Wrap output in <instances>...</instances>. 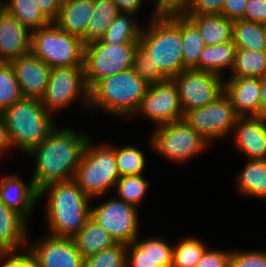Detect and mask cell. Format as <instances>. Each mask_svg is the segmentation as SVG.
<instances>
[{"instance_id": "ac0fdd59", "label": "cell", "mask_w": 266, "mask_h": 267, "mask_svg": "<svg viewBox=\"0 0 266 267\" xmlns=\"http://www.w3.org/2000/svg\"><path fill=\"white\" fill-rule=\"evenodd\" d=\"M234 143L248 160H266V119L238 117L234 125Z\"/></svg>"}, {"instance_id": "60d3db41", "label": "cell", "mask_w": 266, "mask_h": 267, "mask_svg": "<svg viewBox=\"0 0 266 267\" xmlns=\"http://www.w3.org/2000/svg\"><path fill=\"white\" fill-rule=\"evenodd\" d=\"M193 0H162V4L152 11L153 17L186 16Z\"/></svg>"}, {"instance_id": "7a4b0ae2", "label": "cell", "mask_w": 266, "mask_h": 267, "mask_svg": "<svg viewBox=\"0 0 266 267\" xmlns=\"http://www.w3.org/2000/svg\"><path fill=\"white\" fill-rule=\"evenodd\" d=\"M45 194H48L46 203L48 235L73 238L91 218L92 199L74 180L46 185L39 191V199Z\"/></svg>"}, {"instance_id": "30bf717a", "label": "cell", "mask_w": 266, "mask_h": 267, "mask_svg": "<svg viewBox=\"0 0 266 267\" xmlns=\"http://www.w3.org/2000/svg\"><path fill=\"white\" fill-rule=\"evenodd\" d=\"M77 97L82 98L83 107H89V89L85 83L84 66L51 68L45 94L40 99L45 109L52 114L69 107Z\"/></svg>"}, {"instance_id": "c3c4849f", "label": "cell", "mask_w": 266, "mask_h": 267, "mask_svg": "<svg viewBox=\"0 0 266 267\" xmlns=\"http://www.w3.org/2000/svg\"><path fill=\"white\" fill-rule=\"evenodd\" d=\"M119 12H131L137 14L142 8V0H113Z\"/></svg>"}, {"instance_id": "83f0119b", "label": "cell", "mask_w": 266, "mask_h": 267, "mask_svg": "<svg viewBox=\"0 0 266 267\" xmlns=\"http://www.w3.org/2000/svg\"><path fill=\"white\" fill-rule=\"evenodd\" d=\"M135 15L131 12H119L100 41L110 45L139 43L143 27L137 24Z\"/></svg>"}, {"instance_id": "b9f144b4", "label": "cell", "mask_w": 266, "mask_h": 267, "mask_svg": "<svg viewBox=\"0 0 266 267\" xmlns=\"http://www.w3.org/2000/svg\"><path fill=\"white\" fill-rule=\"evenodd\" d=\"M231 252L207 248L195 267H230Z\"/></svg>"}, {"instance_id": "ab89813d", "label": "cell", "mask_w": 266, "mask_h": 267, "mask_svg": "<svg viewBox=\"0 0 266 267\" xmlns=\"http://www.w3.org/2000/svg\"><path fill=\"white\" fill-rule=\"evenodd\" d=\"M230 267H266V251H231Z\"/></svg>"}, {"instance_id": "bcb514c9", "label": "cell", "mask_w": 266, "mask_h": 267, "mask_svg": "<svg viewBox=\"0 0 266 267\" xmlns=\"http://www.w3.org/2000/svg\"><path fill=\"white\" fill-rule=\"evenodd\" d=\"M247 1L248 0H225L222 15L233 21L244 19Z\"/></svg>"}, {"instance_id": "681fc988", "label": "cell", "mask_w": 266, "mask_h": 267, "mask_svg": "<svg viewBox=\"0 0 266 267\" xmlns=\"http://www.w3.org/2000/svg\"><path fill=\"white\" fill-rule=\"evenodd\" d=\"M12 145L11 142L9 140V135H8V130L6 127V123L5 120L2 116V114L0 113V157L1 154H4V151L10 149L11 150Z\"/></svg>"}, {"instance_id": "f1b7e54d", "label": "cell", "mask_w": 266, "mask_h": 267, "mask_svg": "<svg viewBox=\"0 0 266 267\" xmlns=\"http://www.w3.org/2000/svg\"><path fill=\"white\" fill-rule=\"evenodd\" d=\"M93 12L85 32V45L100 40L119 13L113 0H94Z\"/></svg>"}, {"instance_id": "7dc6e473", "label": "cell", "mask_w": 266, "mask_h": 267, "mask_svg": "<svg viewBox=\"0 0 266 267\" xmlns=\"http://www.w3.org/2000/svg\"><path fill=\"white\" fill-rule=\"evenodd\" d=\"M39 6L42 13L54 22L59 14V10L63 0H33Z\"/></svg>"}, {"instance_id": "ffe728a7", "label": "cell", "mask_w": 266, "mask_h": 267, "mask_svg": "<svg viewBox=\"0 0 266 267\" xmlns=\"http://www.w3.org/2000/svg\"><path fill=\"white\" fill-rule=\"evenodd\" d=\"M224 92L239 117H259L260 78L230 77L224 80Z\"/></svg>"}, {"instance_id": "e575fe53", "label": "cell", "mask_w": 266, "mask_h": 267, "mask_svg": "<svg viewBox=\"0 0 266 267\" xmlns=\"http://www.w3.org/2000/svg\"><path fill=\"white\" fill-rule=\"evenodd\" d=\"M207 249L198 238H181L177 245H173L172 267H195Z\"/></svg>"}, {"instance_id": "8fae6325", "label": "cell", "mask_w": 266, "mask_h": 267, "mask_svg": "<svg viewBox=\"0 0 266 267\" xmlns=\"http://www.w3.org/2000/svg\"><path fill=\"white\" fill-rule=\"evenodd\" d=\"M238 117L230 98L223 92L212 103L185 112L183 120L211 143L232 134Z\"/></svg>"}, {"instance_id": "5bb4252c", "label": "cell", "mask_w": 266, "mask_h": 267, "mask_svg": "<svg viewBox=\"0 0 266 267\" xmlns=\"http://www.w3.org/2000/svg\"><path fill=\"white\" fill-rule=\"evenodd\" d=\"M142 114L157 125L183 120L178 89L173 79L149 84L138 110L133 116Z\"/></svg>"}, {"instance_id": "1f68e13d", "label": "cell", "mask_w": 266, "mask_h": 267, "mask_svg": "<svg viewBox=\"0 0 266 267\" xmlns=\"http://www.w3.org/2000/svg\"><path fill=\"white\" fill-rule=\"evenodd\" d=\"M232 41L236 48L266 51L262 23L244 19L235 20L233 23Z\"/></svg>"}, {"instance_id": "8992f818", "label": "cell", "mask_w": 266, "mask_h": 267, "mask_svg": "<svg viewBox=\"0 0 266 267\" xmlns=\"http://www.w3.org/2000/svg\"><path fill=\"white\" fill-rule=\"evenodd\" d=\"M103 144L93 145L90 138L73 179L92 200L115 187L120 178L115 147Z\"/></svg>"}, {"instance_id": "d590c367", "label": "cell", "mask_w": 266, "mask_h": 267, "mask_svg": "<svg viewBox=\"0 0 266 267\" xmlns=\"http://www.w3.org/2000/svg\"><path fill=\"white\" fill-rule=\"evenodd\" d=\"M143 176L140 174L120 177L115 186L118 195L116 197L136 208L139 207L150 185Z\"/></svg>"}, {"instance_id": "3957f363", "label": "cell", "mask_w": 266, "mask_h": 267, "mask_svg": "<svg viewBox=\"0 0 266 267\" xmlns=\"http://www.w3.org/2000/svg\"><path fill=\"white\" fill-rule=\"evenodd\" d=\"M142 28L139 44L151 54L152 70L172 79L184 66L181 39V16L150 17Z\"/></svg>"}, {"instance_id": "9c48e42d", "label": "cell", "mask_w": 266, "mask_h": 267, "mask_svg": "<svg viewBox=\"0 0 266 267\" xmlns=\"http://www.w3.org/2000/svg\"><path fill=\"white\" fill-rule=\"evenodd\" d=\"M152 132L149 143L153 150L175 163L188 161L209 145L184 120L158 125Z\"/></svg>"}, {"instance_id": "7c38bea8", "label": "cell", "mask_w": 266, "mask_h": 267, "mask_svg": "<svg viewBox=\"0 0 266 267\" xmlns=\"http://www.w3.org/2000/svg\"><path fill=\"white\" fill-rule=\"evenodd\" d=\"M178 89L183 114L212 103L224 92V77L196 69H186L172 78Z\"/></svg>"}, {"instance_id": "277c9868", "label": "cell", "mask_w": 266, "mask_h": 267, "mask_svg": "<svg viewBox=\"0 0 266 267\" xmlns=\"http://www.w3.org/2000/svg\"><path fill=\"white\" fill-rule=\"evenodd\" d=\"M148 86L132 68L116 73L100 80L89 91V106L93 111L129 118L138 110Z\"/></svg>"}, {"instance_id": "cb8c5ba5", "label": "cell", "mask_w": 266, "mask_h": 267, "mask_svg": "<svg viewBox=\"0 0 266 267\" xmlns=\"http://www.w3.org/2000/svg\"><path fill=\"white\" fill-rule=\"evenodd\" d=\"M197 27L205 45H218L232 41L233 20L222 14H187Z\"/></svg>"}, {"instance_id": "f35d334b", "label": "cell", "mask_w": 266, "mask_h": 267, "mask_svg": "<svg viewBox=\"0 0 266 267\" xmlns=\"http://www.w3.org/2000/svg\"><path fill=\"white\" fill-rule=\"evenodd\" d=\"M132 69L148 84L157 83L167 79L159 70H152L151 54L140 44L134 53Z\"/></svg>"}, {"instance_id": "836d02e7", "label": "cell", "mask_w": 266, "mask_h": 267, "mask_svg": "<svg viewBox=\"0 0 266 267\" xmlns=\"http://www.w3.org/2000/svg\"><path fill=\"white\" fill-rule=\"evenodd\" d=\"M116 165L120 177L143 174L146 159L141 149L128 146H115Z\"/></svg>"}, {"instance_id": "f5cc1de1", "label": "cell", "mask_w": 266, "mask_h": 267, "mask_svg": "<svg viewBox=\"0 0 266 267\" xmlns=\"http://www.w3.org/2000/svg\"><path fill=\"white\" fill-rule=\"evenodd\" d=\"M263 36H264V42L266 45V23H263Z\"/></svg>"}, {"instance_id": "7bdbcfd3", "label": "cell", "mask_w": 266, "mask_h": 267, "mask_svg": "<svg viewBox=\"0 0 266 267\" xmlns=\"http://www.w3.org/2000/svg\"><path fill=\"white\" fill-rule=\"evenodd\" d=\"M0 261H3L1 267H38L35 258L27 249L23 254L17 252L0 253Z\"/></svg>"}, {"instance_id": "db71d44e", "label": "cell", "mask_w": 266, "mask_h": 267, "mask_svg": "<svg viewBox=\"0 0 266 267\" xmlns=\"http://www.w3.org/2000/svg\"><path fill=\"white\" fill-rule=\"evenodd\" d=\"M4 10L3 2L0 0V13Z\"/></svg>"}, {"instance_id": "7402d4cb", "label": "cell", "mask_w": 266, "mask_h": 267, "mask_svg": "<svg viewBox=\"0 0 266 267\" xmlns=\"http://www.w3.org/2000/svg\"><path fill=\"white\" fill-rule=\"evenodd\" d=\"M26 223L28 224L22 216L0 199V253L18 252L25 244L27 249L30 233Z\"/></svg>"}, {"instance_id": "ee69618b", "label": "cell", "mask_w": 266, "mask_h": 267, "mask_svg": "<svg viewBox=\"0 0 266 267\" xmlns=\"http://www.w3.org/2000/svg\"><path fill=\"white\" fill-rule=\"evenodd\" d=\"M244 20L266 23V0H248L245 7Z\"/></svg>"}, {"instance_id": "4316f807", "label": "cell", "mask_w": 266, "mask_h": 267, "mask_svg": "<svg viewBox=\"0 0 266 267\" xmlns=\"http://www.w3.org/2000/svg\"><path fill=\"white\" fill-rule=\"evenodd\" d=\"M238 175L237 187L242 195L266 200V160H248Z\"/></svg>"}, {"instance_id": "74e56055", "label": "cell", "mask_w": 266, "mask_h": 267, "mask_svg": "<svg viewBox=\"0 0 266 267\" xmlns=\"http://www.w3.org/2000/svg\"><path fill=\"white\" fill-rule=\"evenodd\" d=\"M127 244L115 243L97 254L84 258L83 267H126Z\"/></svg>"}, {"instance_id": "ba28073f", "label": "cell", "mask_w": 266, "mask_h": 267, "mask_svg": "<svg viewBox=\"0 0 266 267\" xmlns=\"http://www.w3.org/2000/svg\"><path fill=\"white\" fill-rule=\"evenodd\" d=\"M139 43L105 44L100 40L84 47L85 83L89 91L102 79L131 69Z\"/></svg>"}, {"instance_id": "9a60e30c", "label": "cell", "mask_w": 266, "mask_h": 267, "mask_svg": "<svg viewBox=\"0 0 266 267\" xmlns=\"http://www.w3.org/2000/svg\"><path fill=\"white\" fill-rule=\"evenodd\" d=\"M38 267H83L84 258L72 238L48 235L27 246Z\"/></svg>"}, {"instance_id": "2e32d148", "label": "cell", "mask_w": 266, "mask_h": 267, "mask_svg": "<svg viewBox=\"0 0 266 267\" xmlns=\"http://www.w3.org/2000/svg\"><path fill=\"white\" fill-rule=\"evenodd\" d=\"M10 63L23 98L41 99L46 91L51 68L32 53L14 59Z\"/></svg>"}, {"instance_id": "44dd1931", "label": "cell", "mask_w": 266, "mask_h": 267, "mask_svg": "<svg viewBox=\"0 0 266 267\" xmlns=\"http://www.w3.org/2000/svg\"><path fill=\"white\" fill-rule=\"evenodd\" d=\"M0 199L12 211L22 216L26 221L39 200V191L32 180L29 184L16 174L4 175L0 178ZM29 214V215H28Z\"/></svg>"}, {"instance_id": "52a82bcc", "label": "cell", "mask_w": 266, "mask_h": 267, "mask_svg": "<svg viewBox=\"0 0 266 267\" xmlns=\"http://www.w3.org/2000/svg\"><path fill=\"white\" fill-rule=\"evenodd\" d=\"M84 43L54 22L31 33V53L50 68L84 66Z\"/></svg>"}, {"instance_id": "e0dca14e", "label": "cell", "mask_w": 266, "mask_h": 267, "mask_svg": "<svg viewBox=\"0 0 266 267\" xmlns=\"http://www.w3.org/2000/svg\"><path fill=\"white\" fill-rule=\"evenodd\" d=\"M173 247L160 237H139L127 245L126 267H172Z\"/></svg>"}, {"instance_id": "816d5d0a", "label": "cell", "mask_w": 266, "mask_h": 267, "mask_svg": "<svg viewBox=\"0 0 266 267\" xmlns=\"http://www.w3.org/2000/svg\"><path fill=\"white\" fill-rule=\"evenodd\" d=\"M154 3H155V6H154V11H155L162 4V0H154Z\"/></svg>"}, {"instance_id": "4fadbf2b", "label": "cell", "mask_w": 266, "mask_h": 267, "mask_svg": "<svg viewBox=\"0 0 266 267\" xmlns=\"http://www.w3.org/2000/svg\"><path fill=\"white\" fill-rule=\"evenodd\" d=\"M138 208L117 198L91 206V218L101 225L116 243L129 244L138 238Z\"/></svg>"}, {"instance_id": "d6986e66", "label": "cell", "mask_w": 266, "mask_h": 267, "mask_svg": "<svg viewBox=\"0 0 266 267\" xmlns=\"http://www.w3.org/2000/svg\"><path fill=\"white\" fill-rule=\"evenodd\" d=\"M31 33L3 10L0 13V62H11L31 53Z\"/></svg>"}, {"instance_id": "5b68a950", "label": "cell", "mask_w": 266, "mask_h": 267, "mask_svg": "<svg viewBox=\"0 0 266 267\" xmlns=\"http://www.w3.org/2000/svg\"><path fill=\"white\" fill-rule=\"evenodd\" d=\"M12 147L28 154L55 128L53 114L48 112L40 99L22 98L2 113Z\"/></svg>"}, {"instance_id": "f6af8a7d", "label": "cell", "mask_w": 266, "mask_h": 267, "mask_svg": "<svg viewBox=\"0 0 266 267\" xmlns=\"http://www.w3.org/2000/svg\"><path fill=\"white\" fill-rule=\"evenodd\" d=\"M225 0H193L188 14H222Z\"/></svg>"}, {"instance_id": "4dcf8cb0", "label": "cell", "mask_w": 266, "mask_h": 267, "mask_svg": "<svg viewBox=\"0 0 266 267\" xmlns=\"http://www.w3.org/2000/svg\"><path fill=\"white\" fill-rule=\"evenodd\" d=\"M231 77H257L266 75V51L236 48Z\"/></svg>"}, {"instance_id": "603a6c76", "label": "cell", "mask_w": 266, "mask_h": 267, "mask_svg": "<svg viewBox=\"0 0 266 267\" xmlns=\"http://www.w3.org/2000/svg\"><path fill=\"white\" fill-rule=\"evenodd\" d=\"M93 9L94 0H63L54 23L62 31L80 37L85 45V32Z\"/></svg>"}, {"instance_id": "8d00e7d4", "label": "cell", "mask_w": 266, "mask_h": 267, "mask_svg": "<svg viewBox=\"0 0 266 267\" xmlns=\"http://www.w3.org/2000/svg\"><path fill=\"white\" fill-rule=\"evenodd\" d=\"M22 98L12 64L0 62V113Z\"/></svg>"}, {"instance_id": "d6a6232c", "label": "cell", "mask_w": 266, "mask_h": 267, "mask_svg": "<svg viewBox=\"0 0 266 267\" xmlns=\"http://www.w3.org/2000/svg\"><path fill=\"white\" fill-rule=\"evenodd\" d=\"M181 39L184 66L193 69L206 45L197 27L186 16H181Z\"/></svg>"}, {"instance_id": "484cf974", "label": "cell", "mask_w": 266, "mask_h": 267, "mask_svg": "<svg viewBox=\"0 0 266 267\" xmlns=\"http://www.w3.org/2000/svg\"><path fill=\"white\" fill-rule=\"evenodd\" d=\"M72 239L83 258L97 254L116 243L109 233L92 218Z\"/></svg>"}, {"instance_id": "d4e9b609", "label": "cell", "mask_w": 266, "mask_h": 267, "mask_svg": "<svg viewBox=\"0 0 266 267\" xmlns=\"http://www.w3.org/2000/svg\"><path fill=\"white\" fill-rule=\"evenodd\" d=\"M236 46L233 41L218 45H206L203 49L199 63L193 68L224 77L223 70L230 69L234 64Z\"/></svg>"}, {"instance_id": "f546056e", "label": "cell", "mask_w": 266, "mask_h": 267, "mask_svg": "<svg viewBox=\"0 0 266 267\" xmlns=\"http://www.w3.org/2000/svg\"><path fill=\"white\" fill-rule=\"evenodd\" d=\"M3 5L4 10L14 16L30 32L52 23L33 0H8Z\"/></svg>"}, {"instance_id": "f907efd6", "label": "cell", "mask_w": 266, "mask_h": 267, "mask_svg": "<svg viewBox=\"0 0 266 267\" xmlns=\"http://www.w3.org/2000/svg\"><path fill=\"white\" fill-rule=\"evenodd\" d=\"M259 117L266 119V75L260 78V109Z\"/></svg>"}, {"instance_id": "6da1fadb", "label": "cell", "mask_w": 266, "mask_h": 267, "mask_svg": "<svg viewBox=\"0 0 266 267\" xmlns=\"http://www.w3.org/2000/svg\"><path fill=\"white\" fill-rule=\"evenodd\" d=\"M90 137L70 128L53 131L27 156L35 158V170L31 178L40 191L46 185L73 180Z\"/></svg>"}]
</instances>
